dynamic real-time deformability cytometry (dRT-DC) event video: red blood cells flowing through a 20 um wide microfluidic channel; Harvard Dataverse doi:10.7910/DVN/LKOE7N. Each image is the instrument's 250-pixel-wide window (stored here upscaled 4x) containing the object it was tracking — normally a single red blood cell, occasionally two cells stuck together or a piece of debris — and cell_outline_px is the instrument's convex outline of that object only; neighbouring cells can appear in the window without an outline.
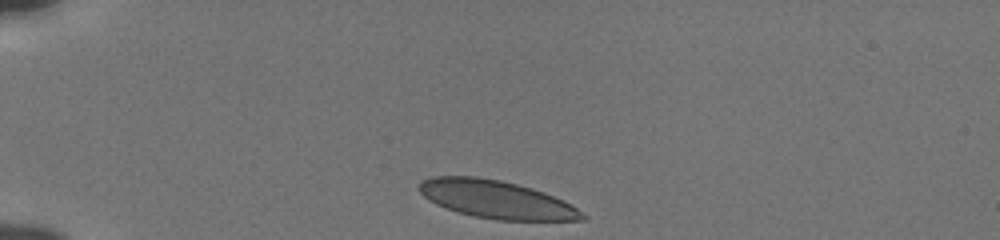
{"species": "human", "species_latin": "Homo sapiens", "temperature_condition": "cold", "stored_images_in_passage": 35, "camera_frame_rate_fps": 3000, "um_per_image_px": 0.085, "donor": {"sex": "male"}, "frame": {"image": 1, "passage_image": 1, "time_ms": 0.0, "image_size_px": [1000, 240], "cell_outline_px": [[588, 220], [496, 220], [472, 216], [436, 204], [428, 200], [416, 188], [424, 180], [432, 176], [476, 176], [500, 180], [532, 188], [544, 192], [564, 200], [588, 216]], "centroid_in_image_um": [42.21, 16.95], "position_along_channel_um": 42.8, "area_um2": 36.01}}
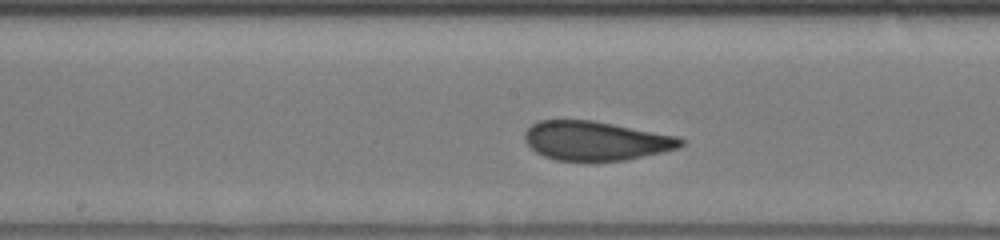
{"frame": {"image": 2, "passage_image": 17, "time_ms": 5.333, "image_size_px": [1000, 240], "cell_outline_px": [[684, 144], [676, 148], [664, 152], [624, 160], [556, 160], [544, 156], [536, 152], [524, 140], [524, 132], [532, 124], [540, 120], [592, 120], [680, 136], [684, 140]], "centroid_in_image_um": [50.66, 11.95], "position_along_channel_um": 197.5, "area_um2": 35.49}}
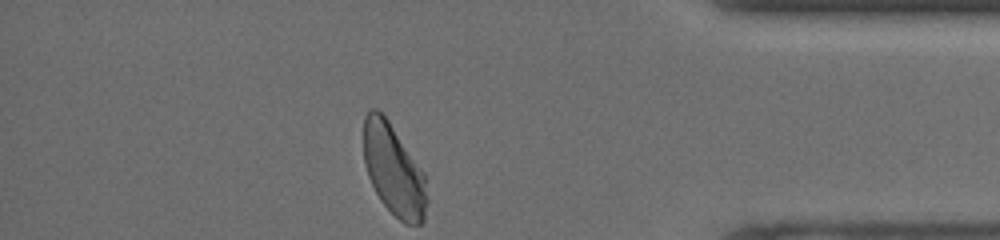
{"frame": {"image": 3, "passage_image": 35, "time_ms": 11.333, "image_size_px": [1000, 240], "cell_outline_px": [[428, 200], [424, 220], [420, 224], [404, 224], [380, 200], [368, 176], [364, 164], [364, 116], [368, 108], [376, 108], [388, 120], [424, 172]], "centroid_in_image_um": [33.47, 14.45], "position_along_channel_um": 401.7, "area_um2": 33.64}, "authors_computed_cell_mechanics": {"area_um2": 35.7782, "velocity_mm_per_s": 3.8043, "shape_relaxation_time_tau1_ms": 4.7515, "shape_relaxation_time_tau2_ms": 0.7124, "deformation_change_tau1": 0.1346, "deformation_change_tau2": 0.0653}}